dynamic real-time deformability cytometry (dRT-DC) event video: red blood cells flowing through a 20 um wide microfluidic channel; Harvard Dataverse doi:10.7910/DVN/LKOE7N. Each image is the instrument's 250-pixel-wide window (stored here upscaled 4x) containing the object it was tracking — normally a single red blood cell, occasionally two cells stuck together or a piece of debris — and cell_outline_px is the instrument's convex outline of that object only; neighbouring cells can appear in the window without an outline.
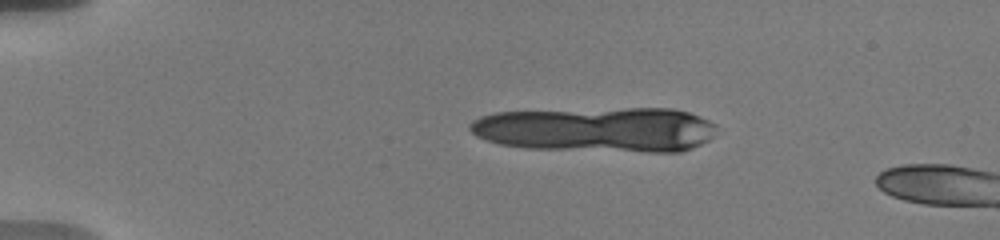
{"species": "human", "species_latin": "Homo sapiens", "temperature_condition": "warm", "stored_images_in_passage": 8, "camera_frame_rate_fps": 3000, "um_per_image_px": 0.085, "donor": {"sex": "male"}, "frame": {"image": 1, "passage_image": 1, "time_ms": 0.0, "image_size_px": [1000, 240], "cell_outline_px": [[716, 124], [712, 136], [708, 140], [692, 148], [680, 152], [648, 152], [528, 148], [500, 144], [476, 136], [468, 128], [468, 124], [472, 120], [480, 116], [496, 112], [624, 108], [672, 108], [688, 112], [700, 116]], "centroid_in_image_um": [50.72, 11.0], "position_along_channel_um": 34.3, "area_um2": 64.85}}